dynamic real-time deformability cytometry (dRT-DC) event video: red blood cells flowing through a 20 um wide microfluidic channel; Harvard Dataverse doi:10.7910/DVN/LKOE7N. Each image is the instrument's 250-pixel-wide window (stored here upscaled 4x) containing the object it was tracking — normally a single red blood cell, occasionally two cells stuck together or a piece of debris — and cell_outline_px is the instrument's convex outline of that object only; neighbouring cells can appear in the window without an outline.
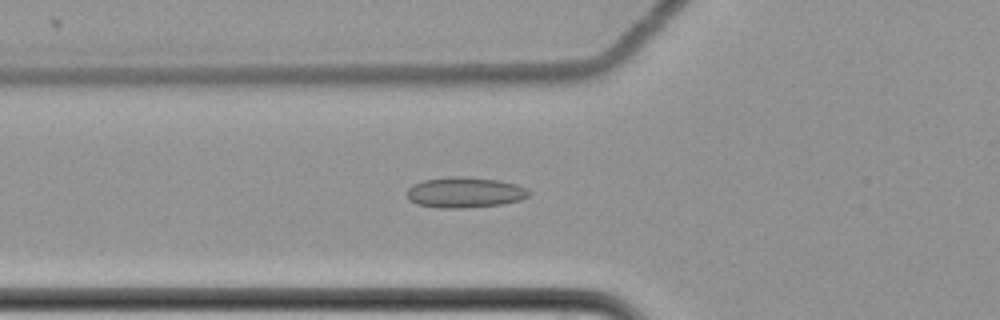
{"species": "common noctule bat (a hibernating species)", "species_latin": "Nyctalus noctula", "temperature_condition": "cold", "stored_images_in_passage": 48, "camera_frame_rate_fps": 3000, "um_per_image_px": 0.085, "animal": {"sex": "female", "body_mass_g": 22.7, "forearm_length_mm": 54.2}, "frame": {"image": 1, "passage_image": 11, "time_ms": 3.333, "image_size_px": [1000, 320], "cell_outline_px": [[532, 192], [528, 196], [520, 200], [504, 204], [464, 208], [436, 208], [416, 204], [408, 200], [408, 188], [412, 184], [424, 180], [448, 176], [460, 176], [500, 180], [516, 184], [528, 188]], "centroid_in_image_um": [39.52, 16.36], "position_along_channel_um": 86.3, "area_um2": 22.08}}
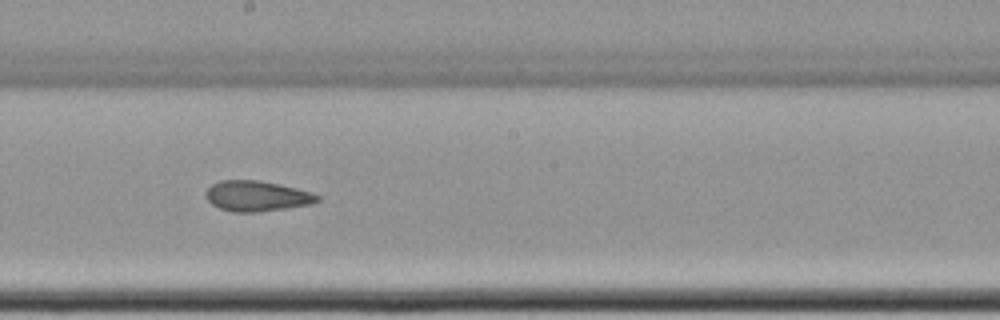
{"frame": {"image": 2, "passage_image": 23, "time_ms": 7.333, "image_size_px": [1000, 320], "cell_outline_px": [[320, 200], [312, 204], [256, 212], [232, 212], [220, 208], [212, 204], [204, 196], [204, 192], [212, 184], [220, 180], [256, 180], [280, 184], [312, 192], [320, 196]], "centroid_in_image_um": [21.82, 16.66], "position_along_channel_um": 226.4, "area_um2": 19.83}}
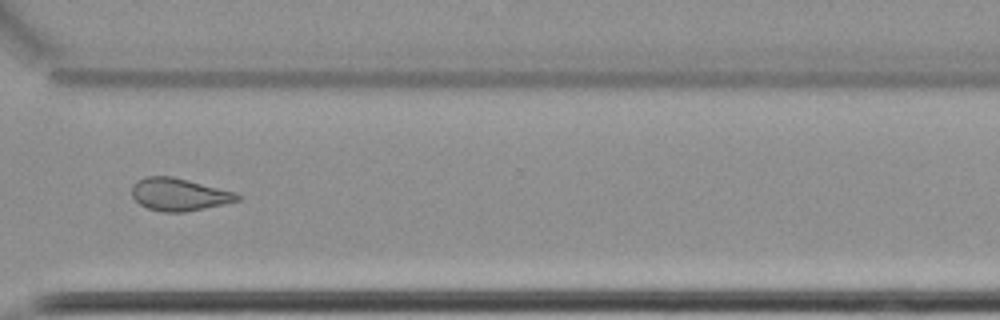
{"frame": {"image": 3, "passage_image": 34, "time_ms": 11.0, "image_size_px": [1000, 320], "cell_outline_px": [[240, 200], [224, 204], [184, 212], [164, 212], [148, 208], [140, 204], [132, 196], [132, 184], [144, 176], [172, 176], [236, 192], [240, 196]], "centroid_in_image_um": [15.21, 16.52], "position_along_channel_um": 355.4, "area_um2": 19.94}, "authors_computed_cell_mechanics": {"area_um2": 20.23, "velocity_mm_per_s": 3.4983, "shape_relaxation_time_tau1_ms": null, "shape_relaxation_time_tau2_ms": 3.3386, "deformation_change_tau1": null, "deformation_change_tau2": 0.0793}}